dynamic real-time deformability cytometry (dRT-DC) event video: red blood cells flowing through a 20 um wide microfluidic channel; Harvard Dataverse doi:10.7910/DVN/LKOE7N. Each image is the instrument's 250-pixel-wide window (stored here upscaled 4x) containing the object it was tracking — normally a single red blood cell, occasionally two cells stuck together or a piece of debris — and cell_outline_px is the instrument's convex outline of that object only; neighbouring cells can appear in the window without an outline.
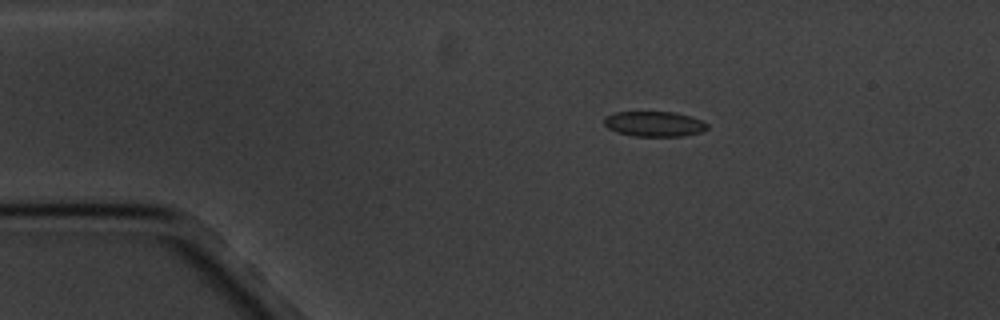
{"species": "common noctule bat (a hibernating species)", "species_latin": "Nyctalus noctula", "temperature_condition": "cold", "stored_images_in_passage": 5, "camera_frame_rate_fps": 3000, "um_per_image_px": 0.085, "animal": {"sex": "male", "body_mass_g": 20.1, "forearm_length_mm": 53.5}, "frame": {"image": 1, "passage_image": 1, "time_ms": 0.0, "image_size_px": [1000, 320], "cell_outline_px": [[708, 128], [704, 132], [684, 136], [632, 136], [616, 132], [608, 128], [604, 124], [604, 116], [616, 112], [672, 112], [692, 116], [708, 124]], "centroid_in_image_um": [55.62, 10.54], "position_along_channel_um": 29.4, "area_um2": 15.32}}
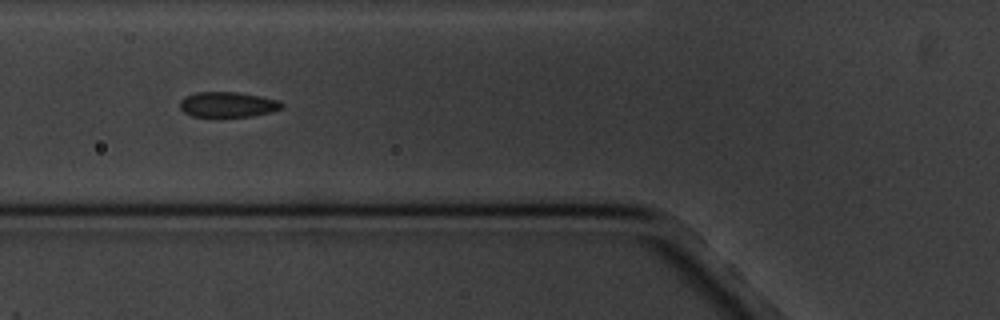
{"frame": {"image": 2, "passage_image": 4, "time_ms": 3.667, "image_size_px": [1000, 320], "cell_outline_px": [[284, 108], [272, 112], [252, 116], [192, 116], [184, 112], [180, 108], [180, 100], [184, 96], [196, 92], [236, 92], [260, 96], [280, 100], [284, 104]], "centroid_in_image_um": [19.39, 8.88], "position_along_channel_um": 106.4, "area_um2": 15.09}}
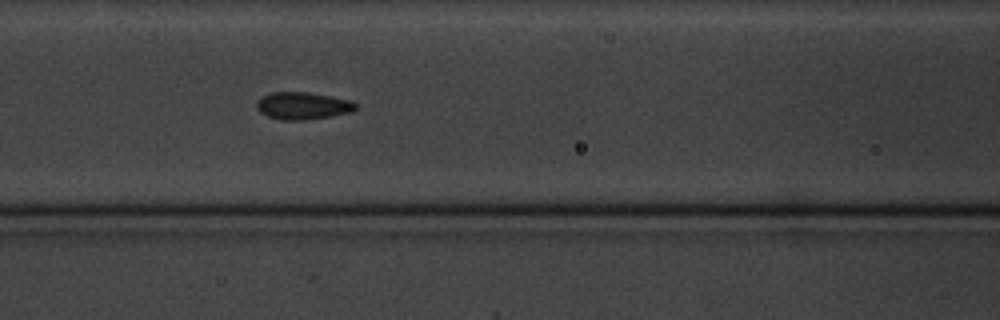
{"frame": {"image": 3, "passage_image": 5, "time_ms": 4.667, "image_size_px": [1000, 320], "cell_outline_px": [[356, 108], [352, 112], [332, 116], [304, 120], [280, 120], [268, 116], [260, 112], [256, 108], [256, 104], [264, 96], [272, 92], [308, 92], [332, 96], [352, 100], [356, 104]], "centroid_in_image_um": [25.77, 8.99], "position_along_channel_um": 140.8, "area_um2": 15.78}}